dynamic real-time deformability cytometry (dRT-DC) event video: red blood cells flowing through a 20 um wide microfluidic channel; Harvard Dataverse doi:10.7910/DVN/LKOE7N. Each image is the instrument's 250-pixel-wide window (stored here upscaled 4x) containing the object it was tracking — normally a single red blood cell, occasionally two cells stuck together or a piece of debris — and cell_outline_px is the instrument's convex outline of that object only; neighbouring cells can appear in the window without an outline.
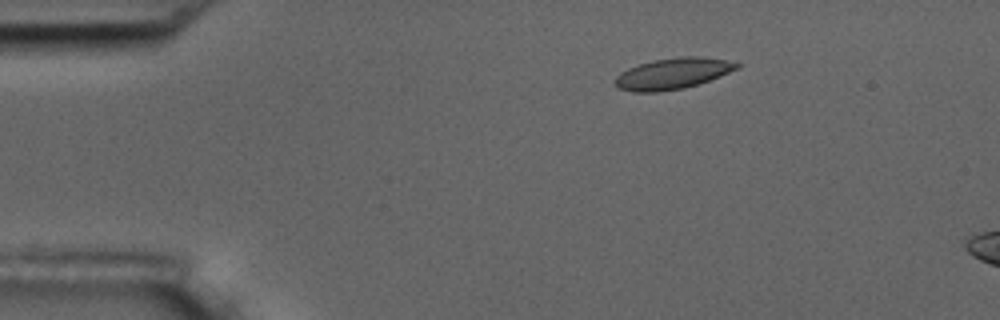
{"species": "common noctule bat (a hibernating species)", "species_latin": "Nyctalus noctula", "temperature_condition": "room temperature", "stored_images_in_passage": 5, "camera_frame_rate_fps": 3000, "um_per_image_px": 0.085, "animal": {"sex": "male", "body_mass_g": 17.5, "forearm_length_mm": 52.3}, "frame": {"image": 1, "passage_image": 2, "time_ms": 2.0, "image_size_px": [1000, 320], "cell_outline_px": [[740, 68], [720, 76], [684, 88], [656, 92], [632, 92], [616, 88], [616, 76], [620, 72], [628, 68], [652, 60], [684, 56], [700, 56], [724, 60], [740, 64]], "centroid_in_image_um": [57.15, 6.25], "position_along_channel_um": 27.8, "area_um2": 21.91}}